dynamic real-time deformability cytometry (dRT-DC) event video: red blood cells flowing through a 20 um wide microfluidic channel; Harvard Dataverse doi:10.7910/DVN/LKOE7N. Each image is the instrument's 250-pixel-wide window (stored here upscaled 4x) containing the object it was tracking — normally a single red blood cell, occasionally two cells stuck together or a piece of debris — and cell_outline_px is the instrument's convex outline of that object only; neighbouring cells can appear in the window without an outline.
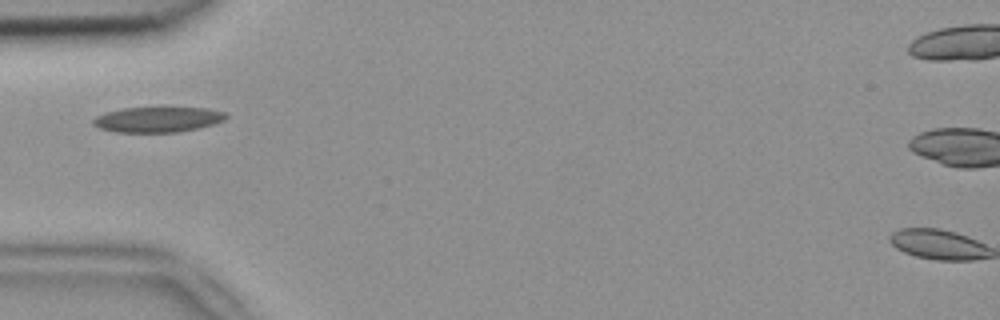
{"species": "common noctule bat (a hibernating species)", "species_latin": "Nyctalus noctula", "temperature_condition": "room temperature", "stored_images_in_passage": 5, "camera_frame_rate_fps": 3000, "um_per_image_px": 0.085, "animal": {"sex": "female", "body_mass_g": 18.4}, "frame": {"image": 1, "passage_image": 5, "time_ms": 1.333, "image_size_px": [1000, 320], "cell_outline_px": [[228, 116], [224, 120], [212, 124], [180, 132], [116, 132], [100, 128], [92, 124], [92, 120], [96, 116], [108, 112], [124, 108], [160, 104], [164, 104], [208, 108], [224, 112]], "centroid_in_image_um": [13.44, 10.09], "position_along_channel_um": 71.6, "area_um2": 20.63}}